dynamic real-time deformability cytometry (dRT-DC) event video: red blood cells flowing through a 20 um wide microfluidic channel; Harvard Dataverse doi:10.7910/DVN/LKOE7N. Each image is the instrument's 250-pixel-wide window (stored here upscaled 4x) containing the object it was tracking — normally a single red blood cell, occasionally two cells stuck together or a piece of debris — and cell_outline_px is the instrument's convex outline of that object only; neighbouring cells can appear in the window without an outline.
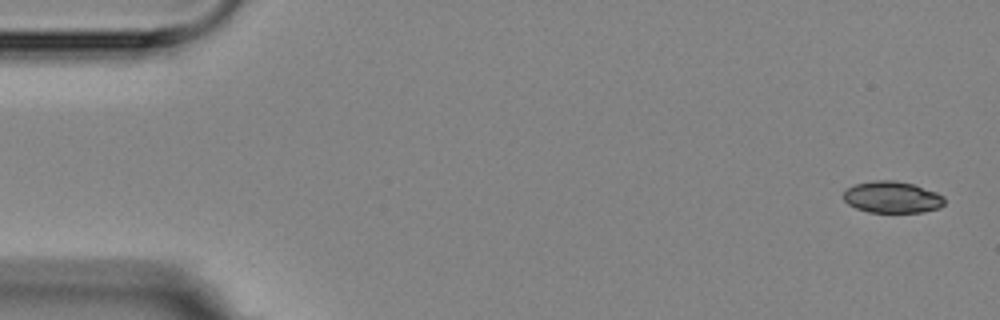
{"species": "Egyptian fruit bat (a non-hibernating species)", "species_latin": "Rousettus aegyptiacus", "temperature_condition": "room temperature", "stored_images_in_passage": 5, "camera_frame_rate_fps": 3000, "um_per_image_px": 0.085, "animal": {"sex": "female"}, "frame": {"image": 1, "passage_image": 1, "time_ms": 0.0, "image_size_px": [1000, 320], "cell_outline_px": [[944, 204], [940, 208], [924, 212], [868, 212], [856, 208], [848, 204], [844, 200], [844, 192], [848, 188], [856, 184], [876, 180], [896, 180], [912, 184], [936, 192], [944, 196]], "centroid_in_image_um": [75.85, 16.76], "position_along_channel_um": 9.1, "area_um2": 18.55}}
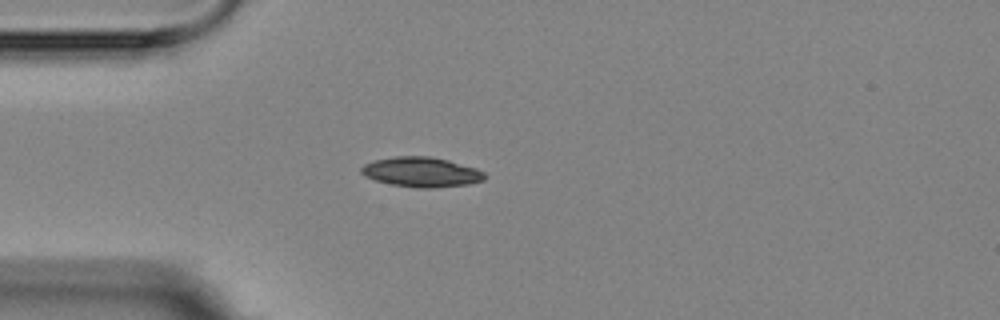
{"frame": {"image": 2, "passage_image": 5, "time_ms": 4.333, "image_size_px": [1000, 320], "cell_outline_px": [[488, 176], [484, 180], [468, 184], [432, 188], [416, 188], [392, 184], [376, 180], [364, 176], [360, 172], [360, 168], [364, 164], [376, 160], [396, 156], [428, 156], [448, 160], [476, 168], [484, 172]], "centroid_in_image_um": [35.83, 14.62], "position_along_channel_um": 49.2, "area_um2": 21.44}}